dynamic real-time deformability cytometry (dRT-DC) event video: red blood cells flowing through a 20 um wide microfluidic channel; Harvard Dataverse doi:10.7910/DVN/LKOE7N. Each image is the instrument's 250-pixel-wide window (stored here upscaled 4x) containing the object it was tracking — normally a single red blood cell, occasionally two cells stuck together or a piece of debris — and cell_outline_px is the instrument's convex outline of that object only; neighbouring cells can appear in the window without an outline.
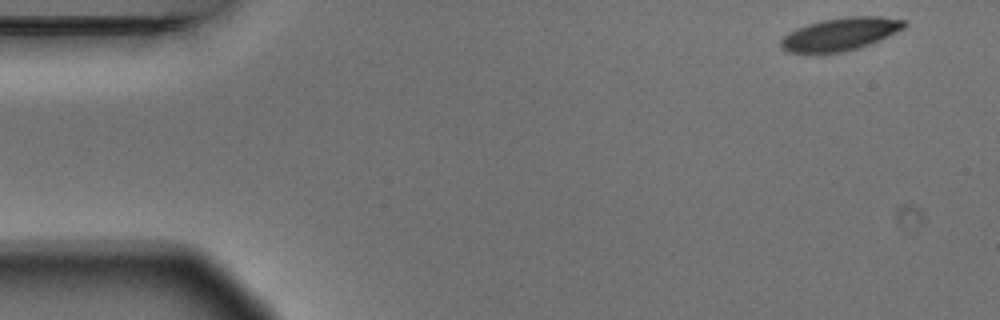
{"species": "Egyptian fruit bat (a non-hibernating species)", "species_latin": "Rousettus aegyptiacus", "temperature_condition": "warm", "stored_images_in_passage": 3, "camera_frame_rate_fps": 3000, "um_per_image_px": 0.085, "animal": {"sex": "male"}, "frame": {"image": 1, "passage_image": 1, "time_ms": 0.0, "image_size_px": [1000, 320], "cell_outline_px": [[908, 24], [904, 28], [888, 36], [860, 48], [840, 52], [788, 52], [780, 48], [780, 40], [788, 32], [796, 28], [820, 20], [848, 16], [876, 16], [904, 20]], "centroid_in_image_um": [71.41, 2.89], "position_along_channel_um": 13.6, "area_um2": 23.47}}